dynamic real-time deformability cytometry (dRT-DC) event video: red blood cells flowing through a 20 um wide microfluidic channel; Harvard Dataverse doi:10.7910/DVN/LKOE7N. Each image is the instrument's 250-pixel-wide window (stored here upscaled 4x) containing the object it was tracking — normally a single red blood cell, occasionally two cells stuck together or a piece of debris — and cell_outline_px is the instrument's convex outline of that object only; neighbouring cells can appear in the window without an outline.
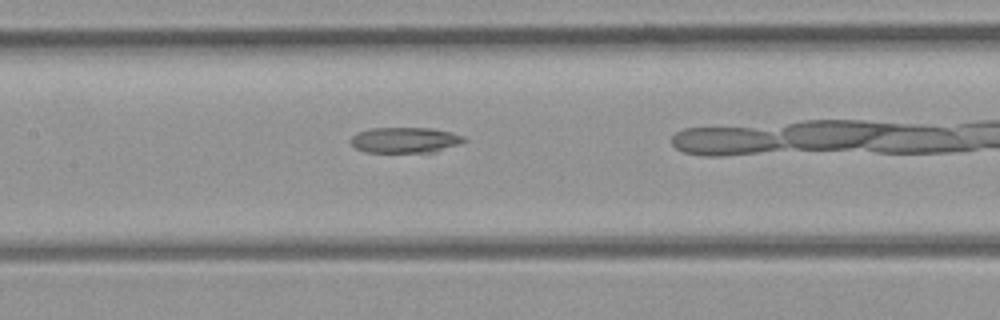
{"species": "common noctule bat (a hibernating species)", "species_latin": "Nyctalus noctula", "temperature_condition": "room temperature", "stored_images_in_passage": 26, "camera_frame_rate_fps": 3000, "um_per_image_px": 0.085, "animal": {"sex": "female", "body_mass_g": 21.9}, "frame": {"image": 1, "passage_image": 8, "time_ms": 2.333, "image_size_px": [1000, 320], "cell_outline_px": [[468, 140], [436, 152], [364, 152], [356, 148], [348, 140], [356, 132], [372, 128], [432, 128], [464, 136]], "centroid_in_image_um": [34.39, 11.9], "position_along_channel_um": 173.0, "area_um2": 16.94}}
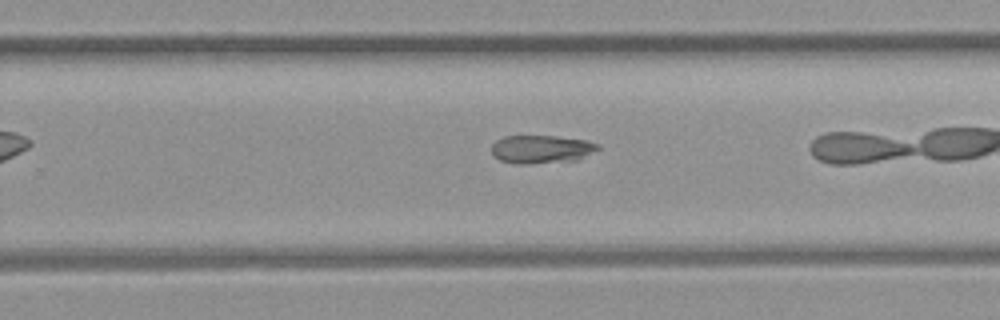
{"frame": {"image": 2, "passage_image": 15, "time_ms": 4.667, "image_size_px": [1000, 320], "cell_outline_px": [[600, 148], [576, 160], [532, 164], [516, 164], [500, 160], [492, 152], [492, 144], [496, 140], [504, 136], [556, 136], [588, 140], [600, 144]], "centroid_in_image_um": [46.03, 12.68], "position_along_channel_um": 283.8, "area_um2": 17.51}}